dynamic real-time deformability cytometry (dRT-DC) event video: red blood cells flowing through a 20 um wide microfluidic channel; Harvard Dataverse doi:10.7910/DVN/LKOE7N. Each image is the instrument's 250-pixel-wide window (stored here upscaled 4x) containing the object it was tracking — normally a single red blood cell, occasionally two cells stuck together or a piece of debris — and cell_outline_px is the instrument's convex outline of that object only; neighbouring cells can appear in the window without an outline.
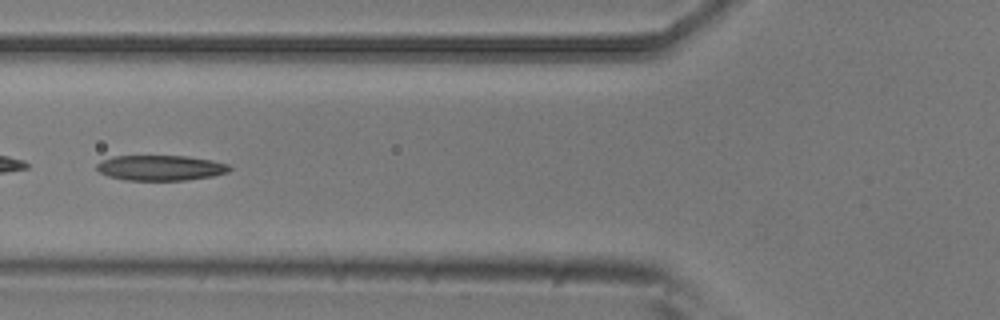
{"species": "common noctule bat (a hibernating species)", "species_latin": "Nyctalus noctula", "temperature_condition": "room temperature", "stored_images_in_passage": 10, "camera_frame_rate_fps": 3000, "um_per_image_px": 0.085, "animal": {"sex": "male", "body_mass_g": 20.5, "forearm_length_mm": 52.5}, "frame": {"image": 1, "passage_image": 6, "time_ms": 1.667, "image_size_px": [1000, 320], "cell_outline_px": [[232, 168], [228, 172], [212, 176], [184, 180], [124, 180], [108, 176], [100, 172], [96, 168], [96, 164], [100, 160], [112, 156], [188, 156], [212, 160], [228, 164]], "centroid_in_image_um": [13.62, 14.26], "position_along_channel_um": 112.2, "area_um2": 19.65}}
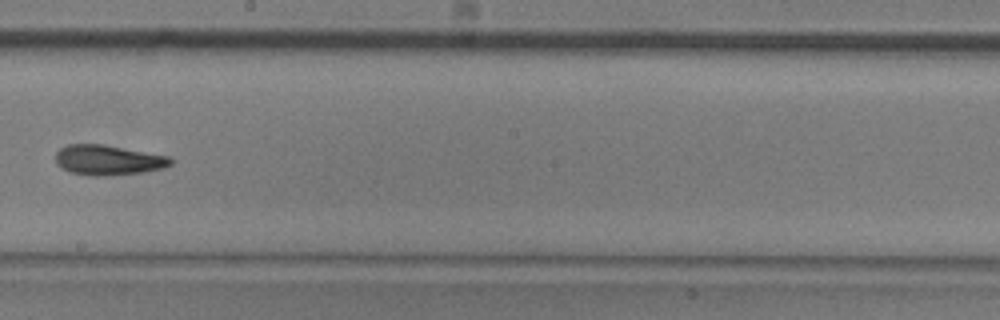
{"frame": {"image": 2, "passage_image": 9, "time_ms": 2.667, "image_size_px": [1000, 320], "cell_outline_px": [[172, 164], [164, 168], [144, 172], [108, 176], [92, 176], [68, 172], [60, 168], [56, 164], [56, 152], [60, 148], [68, 144], [104, 144], [168, 156], [172, 160]], "centroid_in_image_um": [9.16, 13.61], "position_along_channel_um": 239.0, "area_um2": 20.4}}
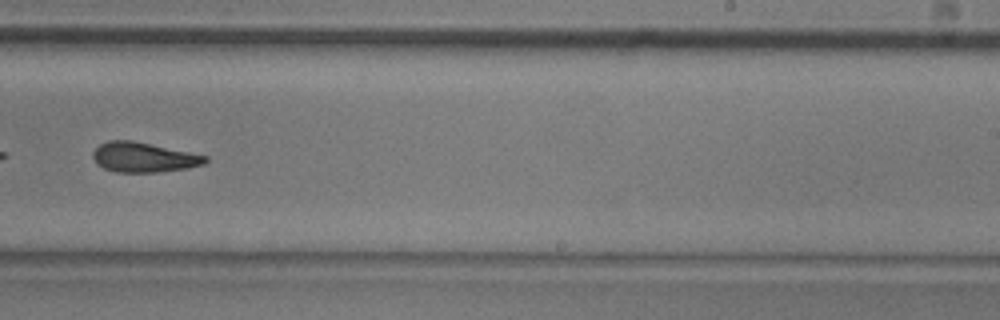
{"frame": {"image": 3, "passage_image": 10, "time_ms": 3.0, "image_size_px": [1000, 320], "cell_outline_px": [[208, 160], [204, 164], [188, 168], [156, 172], [116, 172], [104, 168], [96, 164], [92, 156], [92, 152], [100, 144], [108, 140], [132, 140], [208, 156]], "centroid_in_image_um": [12.19, 13.37], "position_along_channel_um": 276.8, "area_um2": 19.54}}